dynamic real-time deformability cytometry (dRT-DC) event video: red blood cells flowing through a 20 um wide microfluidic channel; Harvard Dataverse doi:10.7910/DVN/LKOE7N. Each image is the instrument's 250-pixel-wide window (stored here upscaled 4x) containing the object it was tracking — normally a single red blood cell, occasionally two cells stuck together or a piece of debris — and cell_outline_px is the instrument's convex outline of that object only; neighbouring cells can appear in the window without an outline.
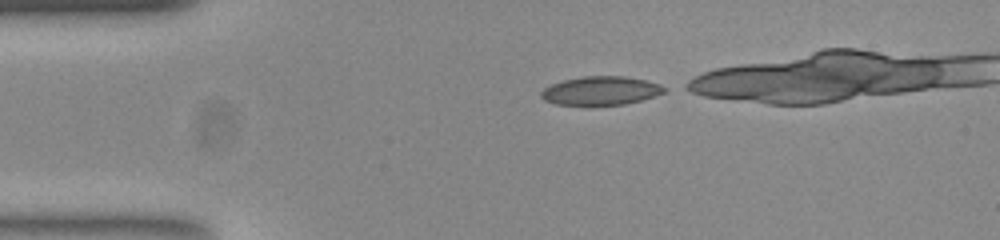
{"species": "common noctule bat (a hibernating species)", "species_latin": "Nyctalus noctula", "temperature_condition": "room temperature", "stored_images_in_passage": 13, "camera_frame_rate_fps": 3000, "um_per_image_px": 0.085, "animal": {"sex": "female", "body_mass_g": 23.0, "forearm_length_mm": 53.4}, "frame": {"image": 1, "passage_image": 1, "time_ms": 0.0, "image_size_px": [1000, 240], "cell_outline_px": [[668, 88], [664, 92], [640, 100], [624, 104], [556, 104], [544, 100], [540, 96], [540, 92], [544, 88], [552, 84], [564, 80], [584, 76], [624, 76], [644, 80], [660, 84]], "centroid_in_image_um": [51.05, 7.69], "position_along_channel_um": 33.9, "area_um2": 20.17}}
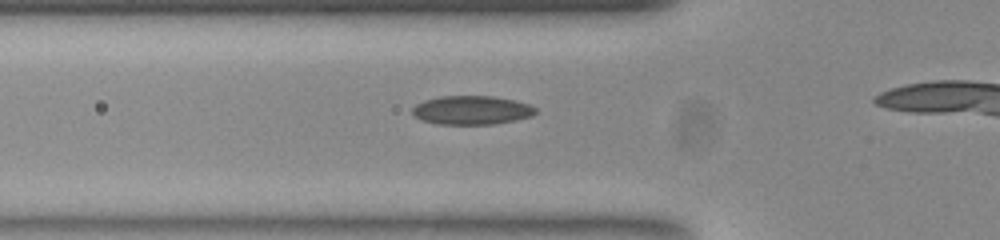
{"frame": {"image": 2, "passage_image": 8, "time_ms": 2.333, "image_size_px": [1000, 240], "cell_outline_px": [[536, 112], [532, 116], [492, 124], [440, 124], [424, 120], [416, 116], [412, 112], [412, 108], [416, 104], [424, 100], [440, 96], [492, 96], [516, 100], [528, 104], [536, 108]], "centroid_in_image_um": [40.1, 9.35], "position_along_channel_um": 85.7, "area_um2": 20.46}}
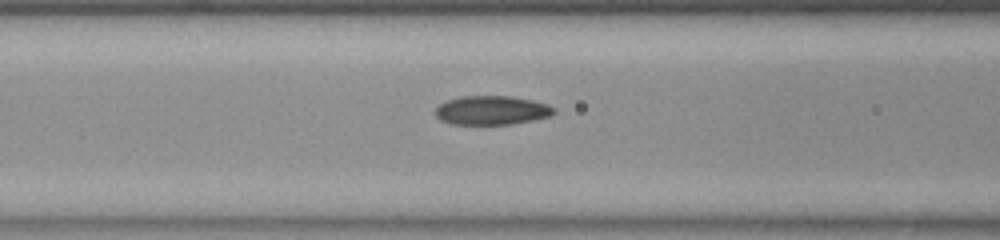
{"frame": {"image": 3, "passage_image": 11, "time_ms": 3.333, "image_size_px": [1000, 240], "cell_outline_px": [[556, 112], [548, 116], [532, 120], [512, 124], [452, 124], [440, 120], [436, 116], [436, 108], [440, 104], [448, 100], [460, 96], [512, 96], [532, 100], [548, 104], [556, 108]], "centroid_in_image_um": [41.81, 9.37], "position_along_channel_um": 124.8, "area_um2": 20.0}}